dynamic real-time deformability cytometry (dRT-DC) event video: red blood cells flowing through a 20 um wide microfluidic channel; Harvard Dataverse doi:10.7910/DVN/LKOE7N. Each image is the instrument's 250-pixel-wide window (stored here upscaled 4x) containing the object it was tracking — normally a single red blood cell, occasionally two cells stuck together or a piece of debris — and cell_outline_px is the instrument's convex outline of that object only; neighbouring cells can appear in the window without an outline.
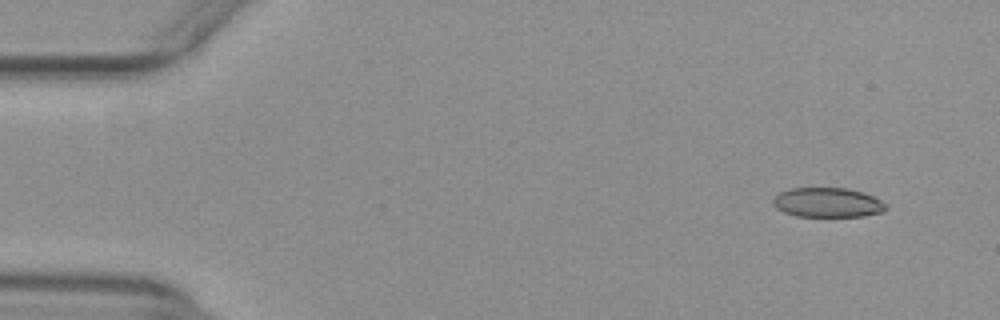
{"species": "common noctule bat (a hibernating species)", "species_latin": "Nyctalus noctula", "temperature_condition": "warm", "stored_images_in_passage": 51, "camera_frame_rate_fps": 3000, "um_per_image_px": 0.085, "animal": {"sex": "female", "body_mass_g": 29.2, "forearm_length_mm": 56.3}, "frame": {"image": 1, "passage_image": 2, "time_ms": 0.333, "image_size_px": [1000, 320], "cell_outline_px": [[888, 208], [884, 212], [864, 216], [796, 216], [784, 212], [776, 208], [772, 204], [772, 200], [780, 192], [792, 188], [848, 188], [864, 192], [888, 204]], "centroid_in_image_um": [70.38, 17.21], "position_along_channel_um": 14.6, "area_um2": 19.59}}
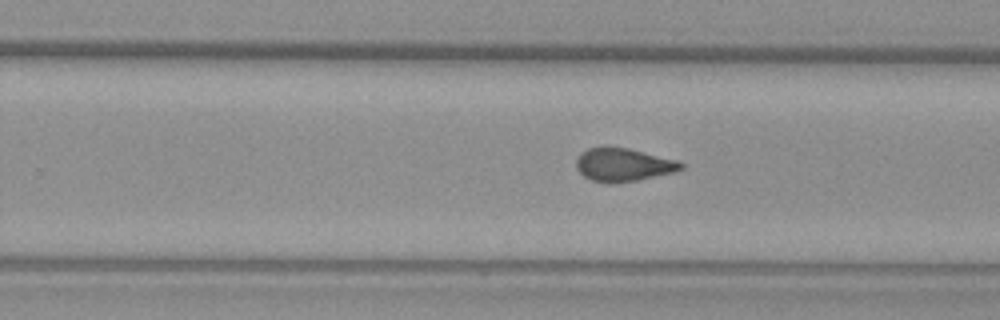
{"frame": {"image": 2, "passage_image": 31, "time_ms": 10.0, "image_size_px": [1000, 320], "cell_outline_px": [[684, 168], [676, 172], [616, 184], [608, 184], [592, 180], [584, 176], [576, 168], [576, 160], [580, 152], [588, 148], [604, 144], [628, 148], [676, 160], [684, 164]], "centroid_in_image_um": [52.94, 13.98], "position_along_channel_um": 276.9, "area_um2": 20.75}}
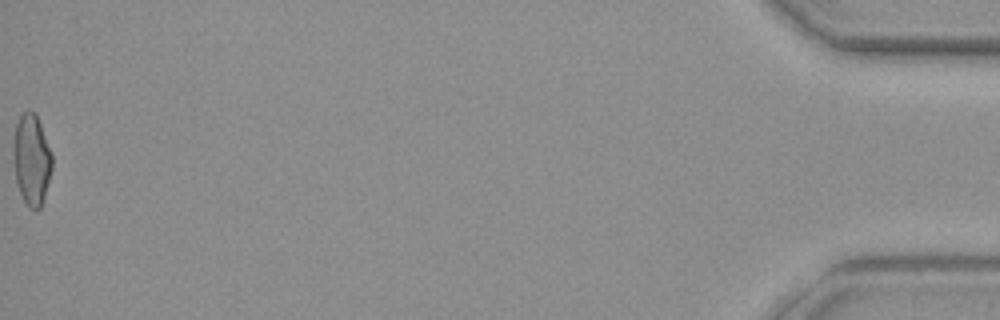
{"frame": {"image": 3, "passage_image": 51, "time_ms": 16.667, "image_size_px": [1000, 320], "cell_outline_px": [[52, 168], [44, 196], [40, 208], [36, 212], [28, 208], [20, 192], [16, 180], [12, 160], [12, 152], [16, 124], [20, 116], [24, 112], [36, 112], [52, 152]], "centroid_in_image_um": [2.68, 13.58], "position_along_channel_um": 432.5, "area_um2": 20.69}, "authors_computed_cell_mechanics": {"area_um2": 20.519, "velocity_mm_per_s": 3.9362, "shape_relaxation_time_tau1_ms": null, "shape_relaxation_time_tau2_ms": 1.9775, "deformation_change_tau1": null, "deformation_change_tau2": 0.0834}}